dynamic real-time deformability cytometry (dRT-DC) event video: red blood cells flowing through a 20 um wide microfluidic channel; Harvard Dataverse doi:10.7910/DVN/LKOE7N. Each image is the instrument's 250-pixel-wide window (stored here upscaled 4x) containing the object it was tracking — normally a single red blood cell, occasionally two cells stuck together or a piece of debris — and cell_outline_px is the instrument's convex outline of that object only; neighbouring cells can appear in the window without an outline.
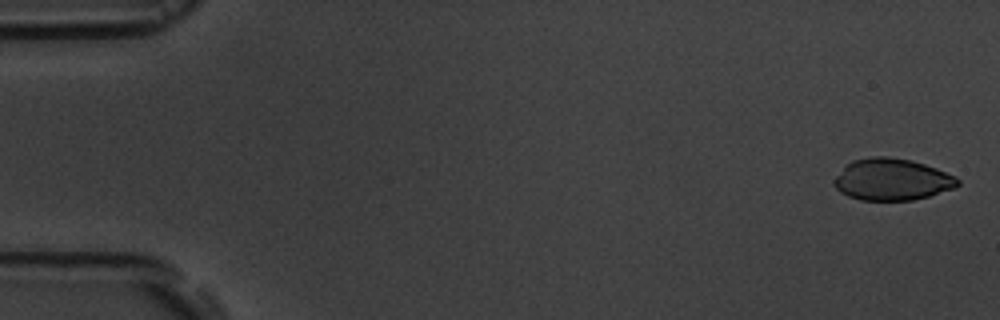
{"species": "common noctule bat (a hibernating species)", "species_latin": "Nyctalus noctula", "temperature_condition": "room temperature", "stored_images_in_passage": 6, "camera_frame_rate_fps": 3000, "um_per_image_px": 0.085, "animal": {"sex": "male", "body_mass_g": 19.5, "forearm_length_mm": 54.6}, "frame": {"image": 1, "passage_image": 1, "time_ms": 0.0, "image_size_px": [1000, 320], "cell_outline_px": [[960, 184], [956, 188], [928, 196], [912, 200], [860, 200], [848, 196], [840, 192], [832, 184], [832, 180], [852, 160], [872, 156], [888, 156], [912, 160], [936, 168], [956, 176], [960, 180]], "centroid_in_image_um": [75.83, 15.25], "position_along_channel_um": 9.2, "area_um2": 30.23}}